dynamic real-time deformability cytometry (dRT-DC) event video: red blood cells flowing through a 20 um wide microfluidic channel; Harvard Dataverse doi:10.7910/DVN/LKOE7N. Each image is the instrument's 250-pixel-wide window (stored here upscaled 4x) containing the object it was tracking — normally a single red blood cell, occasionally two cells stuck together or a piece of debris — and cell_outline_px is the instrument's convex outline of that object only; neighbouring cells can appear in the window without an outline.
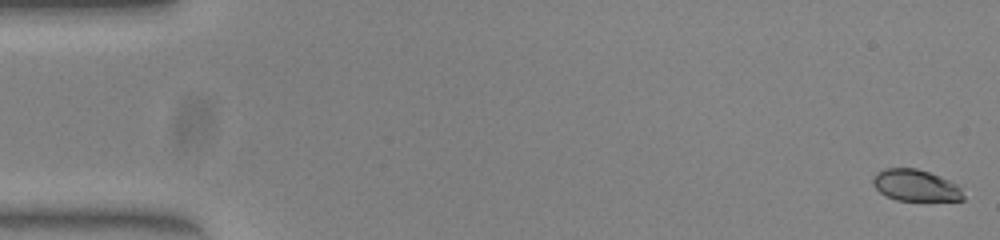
{"species": "common noctule bat (a hibernating species)", "species_latin": "Nyctalus noctula", "temperature_condition": "warm", "stored_images_in_passage": 52, "camera_frame_rate_fps": 3000, "um_per_image_px": 0.085, "animal": {"sex": "female", "body_mass_g": 23.0, "forearm_length_mm": 53.4}, "frame": {"image": 1, "passage_image": 1, "time_ms": 0.0, "image_size_px": [1000, 240], "cell_outline_px": [[964, 200], [896, 200], [880, 192], [872, 184], [872, 180], [876, 172], [884, 168], [916, 168], [940, 176], [956, 184], [960, 188], [964, 196]], "centroid_in_image_um": [77.8, 15.75], "position_along_channel_um": 7.2, "area_um2": 16.47}}
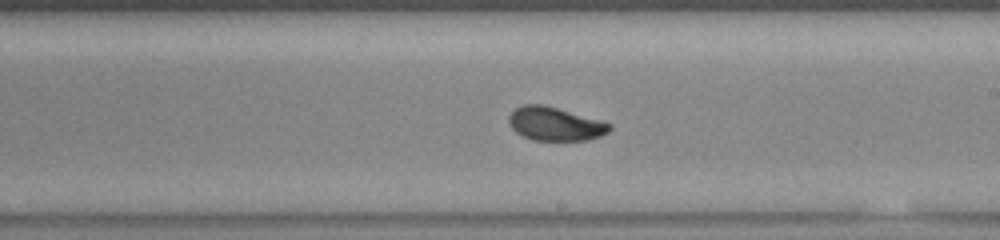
{"frame": {"image": 2, "passage_image": 30, "time_ms": 9.667, "image_size_px": [1000, 240], "cell_outline_px": [[612, 128], [608, 132], [600, 136], [588, 140], [532, 140], [516, 132], [508, 124], [508, 116], [516, 108], [524, 104], [544, 104], [612, 124]], "centroid_in_image_um": [47.16, 10.53], "position_along_channel_um": 241.8, "area_um2": 19.59}}
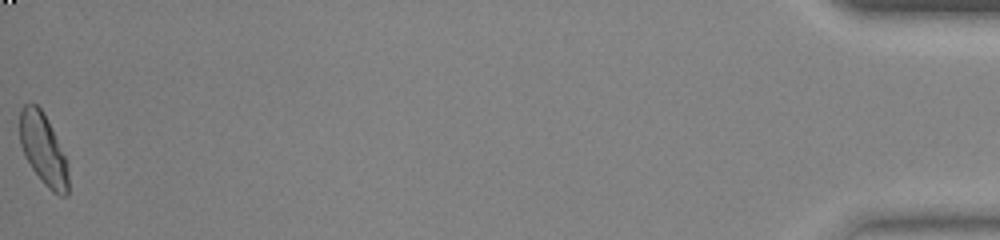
{"frame": {"image": 3, "passage_image": 52, "time_ms": 17.0, "image_size_px": [1000, 240], "cell_outline_px": [[68, 196], [60, 196], [52, 192], [44, 184], [32, 168], [24, 156], [20, 144], [20, 108], [24, 104], [36, 104], [40, 108], [68, 164]], "centroid_in_image_um": [3.66, 12.75], "position_along_channel_um": 431.5, "area_um2": 19.71}, "authors_computed_cell_mechanics": {"area_um2": 19.7676, "velocity_mm_per_s": 3.9897, "shape_relaxation_time_tau1_ms": 3.4547, "shape_relaxation_time_tau2_ms": 1.0002, "deformation_change_tau1": 0.1323, "deformation_change_tau2": 0.04}}